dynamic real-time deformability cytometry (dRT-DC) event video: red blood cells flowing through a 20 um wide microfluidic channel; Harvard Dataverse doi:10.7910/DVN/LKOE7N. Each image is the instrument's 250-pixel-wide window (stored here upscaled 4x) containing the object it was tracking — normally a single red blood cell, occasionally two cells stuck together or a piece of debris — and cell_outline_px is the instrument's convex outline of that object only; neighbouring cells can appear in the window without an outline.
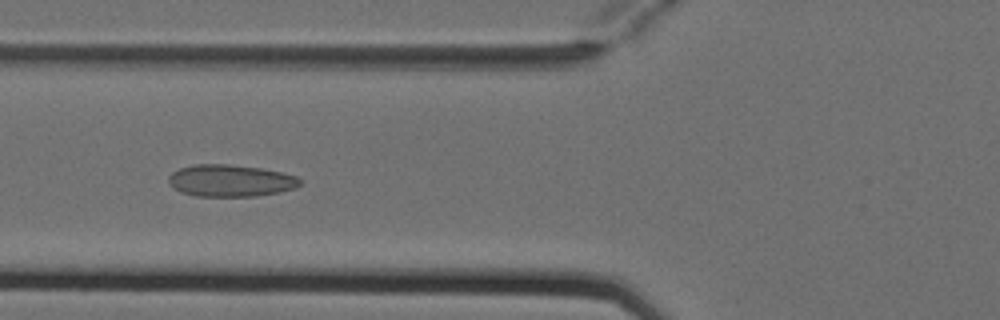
{"species": "Egyptian fruit bat (a non-hibernating species)", "species_latin": "Rousettus aegyptiacus", "temperature_condition": "cold", "stored_images_in_passage": 7, "camera_frame_rate_fps": 3000, "um_per_image_px": 0.085, "animal": {"sex": "female"}, "frame": {"image": 1, "passage_image": 6, "time_ms": 1.667, "image_size_px": [1000, 320], "cell_outline_px": [[300, 184], [296, 188], [280, 192], [256, 196], [196, 196], [180, 192], [168, 184], [168, 176], [172, 172], [180, 168], [192, 164], [228, 164], [260, 168], [280, 172], [296, 176], [300, 180]], "centroid_in_image_um": [19.55, 15.35], "position_along_channel_um": 106.2, "area_um2": 24.57}}
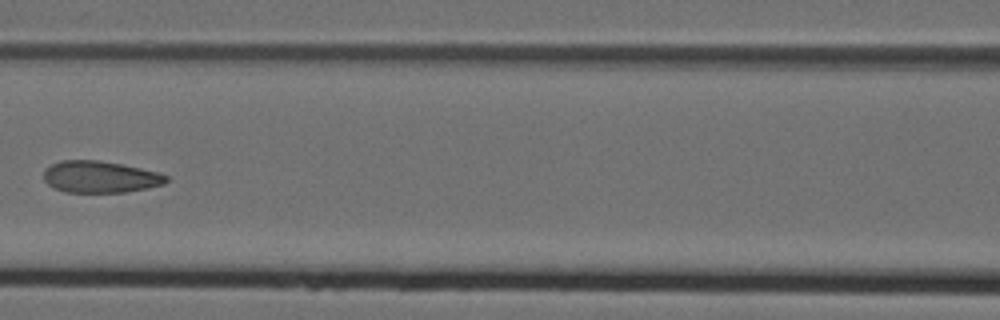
{"frame": {"image": 2, "passage_image": 7, "time_ms": 2.0, "image_size_px": [1000, 320], "cell_outline_px": [[168, 180], [164, 184], [148, 188], [124, 192], [64, 192], [48, 184], [44, 180], [44, 172], [52, 164], [60, 160], [100, 160], [140, 168], [156, 172], [168, 176]], "centroid_in_image_um": [8.51, 15.03], "position_along_channel_um": 158.1, "area_um2": 22.48}}